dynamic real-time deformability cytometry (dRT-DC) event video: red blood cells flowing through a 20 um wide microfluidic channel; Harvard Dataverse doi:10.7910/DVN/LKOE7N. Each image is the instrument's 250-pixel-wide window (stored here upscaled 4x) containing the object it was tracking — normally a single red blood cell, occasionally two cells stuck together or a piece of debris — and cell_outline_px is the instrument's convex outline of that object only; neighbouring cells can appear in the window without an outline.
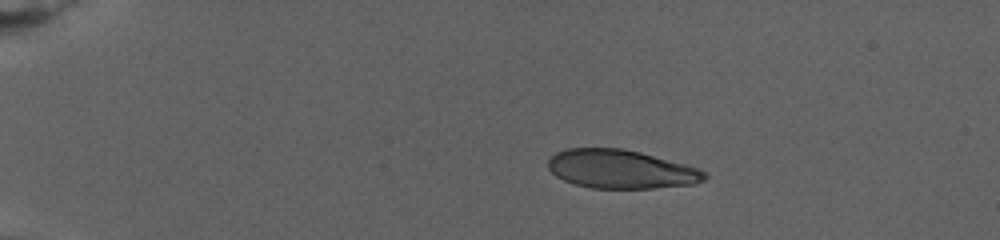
{"species": "human", "species_latin": "Homo sapiens", "temperature_condition": "warm", "stored_images_in_passage": 54, "camera_frame_rate_fps": 3000, "um_per_image_px": 0.085, "donor": {"sex": "female"}, "frame": {"image": 1, "passage_image": 1, "time_ms": 0.0, "image_size_px": [1000, 240], "cell_outline_px": [[708, 176], [704, 180], [696, 184], [652, 188], [592, 188], [576, 184], [564, 180], [556, 176], [548, 168], [548, 160], [556, 152], [564, 148], [620, 148], [640, 152], [684, 164], [708, 172]], "centroid_in_image_um": [52.78, 14.38], "position_along_channel_um": 32.2, "area_um2": 35.2}}
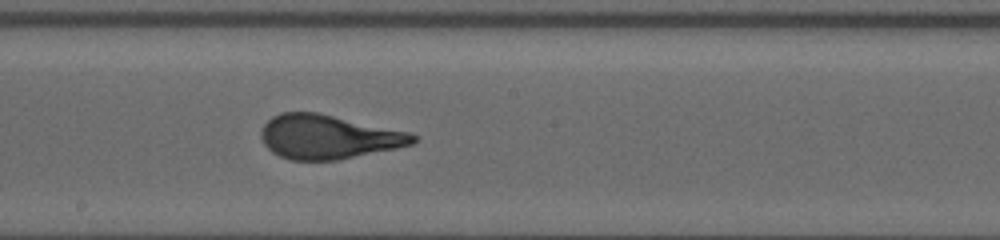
{"frame": {"image": 2, "passage_image": 21, "time_ms": 10.333, "image_size_px": [1000, 240], "cell_outline_px": [[420, 136], [412, 144], [396, 148], [336, 160], [288, 160], [272, 152], [264, 144], [260, 136], [260, 132], [264, 124], [272, 116], [280, 112], [316, 112], [408, 132]], "centroid_in_image_um": [27.86, 11.63], "position_along_channel_um": 220.3, "area_um2": 38.78}}
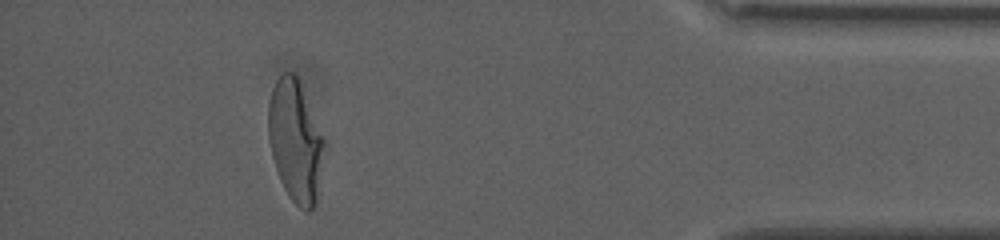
{"frame": {"image": 3, "passage_image": 48, "time_ms": 19.0, "image_size_px": [1000, 240], "cell_outline_px": [[324, 144], [316, 204], [308, 212], [304, 212], [288, 196], [280, 180], [272, 156], [268, 136], [268, 104], [272, 88], [276, 80], [284, 72], [296, 72], [324, 136]], "centroid_in_image_um": [25.1, 11.95], "position_along_channel_um": 410.1, "area_um2": 39.71}}